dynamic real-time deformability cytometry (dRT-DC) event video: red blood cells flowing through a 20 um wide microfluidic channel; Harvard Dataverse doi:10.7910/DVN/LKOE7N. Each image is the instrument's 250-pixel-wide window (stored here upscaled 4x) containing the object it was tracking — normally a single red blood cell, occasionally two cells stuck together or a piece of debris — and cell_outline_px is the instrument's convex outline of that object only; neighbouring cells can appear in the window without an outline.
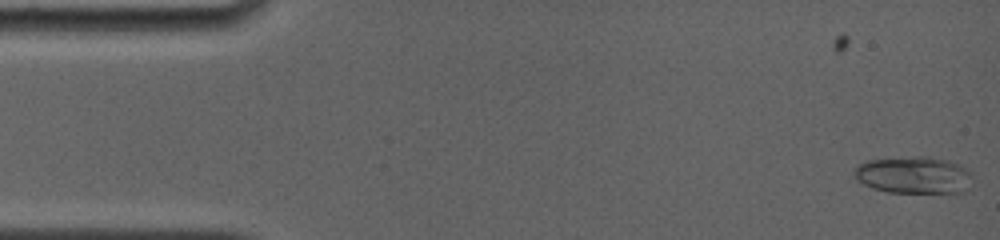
{"species": "common noctule bat (a hibernating species)", "species_latin": "Nyctalus noctula", "temperature_condition": "room temperature", "stored_images_in_passage": 5, "camera_frame_rate_fps": 4000, "um_per_image_px": 0.085, "animal": {"sex": "female", "body_mass_g": 19.0, "forearm_length_mm": 56.7}, "frame": {"image": 1, "passage_image": 5, "time_ms": 0.75, "image_size_px": [1000, 240], "cell_outline_px": [[968, 176], [964, 192], [888, 192], [872, 188], [856, 180], [852, 172], [860, 164], [868, 160], [916, 156], [928, 156], [948, 160], [964, 168], [968, 172]], "centroid_in_image_um": [77.56, 14.87], "position_along_channel_um": 7.4, "area_um2": 24.97}}